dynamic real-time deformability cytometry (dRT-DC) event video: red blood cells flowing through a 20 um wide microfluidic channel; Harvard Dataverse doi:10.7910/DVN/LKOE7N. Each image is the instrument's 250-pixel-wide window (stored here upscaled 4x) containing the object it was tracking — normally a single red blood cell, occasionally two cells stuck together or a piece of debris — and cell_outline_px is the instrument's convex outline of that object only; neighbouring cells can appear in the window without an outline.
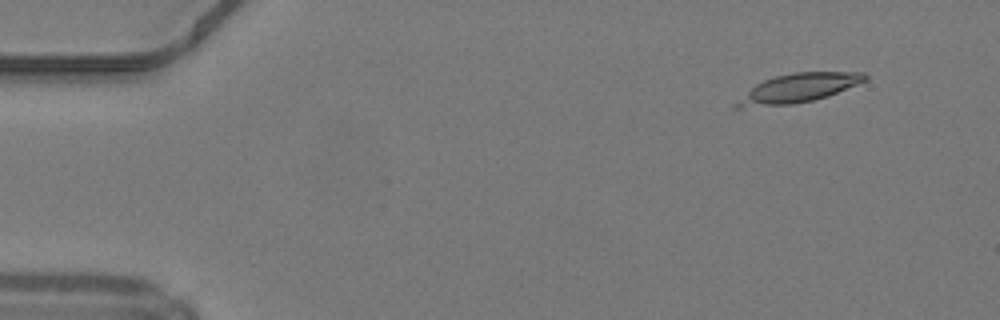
{"species": "common noctule bat (a hibernating species)", "species_latin": "Nyctalus noctula", "temperature_condition": "warm", "stored_images_in_passage": 11, "camera_frame_rate_fps": 3000, "um_per_image_px": 0.085, "animal": {"sex": "male", "body_mass_g": 19.2, "forearm_length_mm": 51.8}, "frame": {"image": 1, "passage_image": 1, "time_ms": 0.0, "image_size_px": [1000, 320], "cell_outline_px": [[868, 80], [828, 96], [812, 100], [792, 104], [740, 108], [732, 108], [732, 104], [756, 84], [764, 80], [776, 76], [792, 72], [864, 72], [868, 76]], "centroid_in_image_um": [67.84, 7.49], "position_along_channel_um": 17.2, "area_um2": 21.62}}
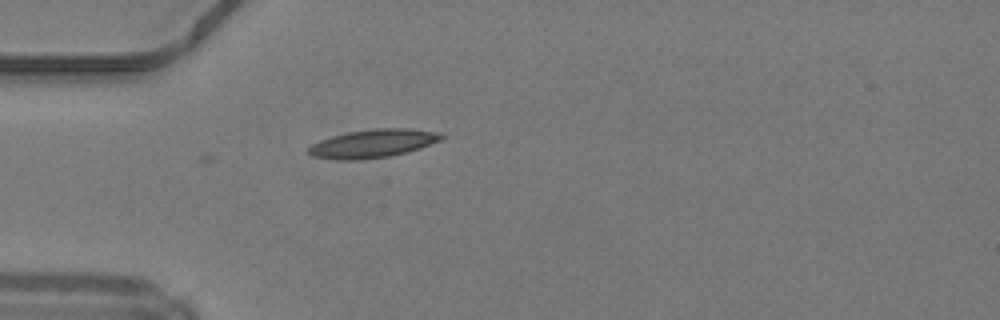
{"frame": {"image": 2, "passage_image": 11, "time_ms": 3.333, "image_size_px": [1000, 320], "cell_outline_px": [[444, 136], [440, 140], [420, 148], [408, 152], [388, 156], [352, 160], [336, 160], [312, 156], [308, 152], [308, 148], [312, 144], [320, 140], [332, 136], [348, 132], [376, 128], [408, 128], [440, 132]], "centroid_in_image_um": [31.7, 12.19], "position_along_channel_um": 53.3, "area_um2": 21.79}}